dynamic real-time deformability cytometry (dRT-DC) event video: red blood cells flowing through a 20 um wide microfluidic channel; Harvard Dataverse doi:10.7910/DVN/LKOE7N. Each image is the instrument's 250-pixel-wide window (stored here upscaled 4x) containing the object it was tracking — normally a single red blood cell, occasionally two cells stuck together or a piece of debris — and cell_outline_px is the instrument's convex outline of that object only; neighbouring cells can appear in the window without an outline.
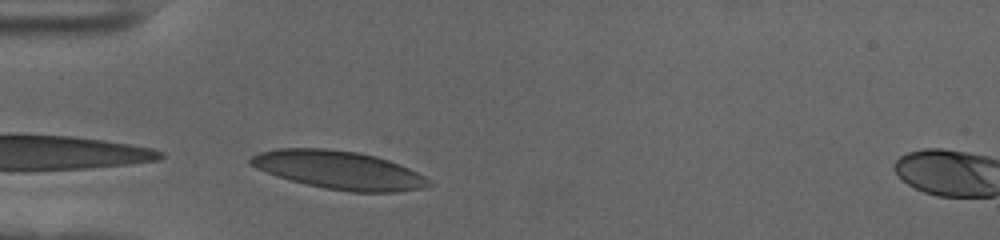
{"species": "human", "species_latin": "Homo sapiens", "temperature_condition": "cold", "stored_images_in_passage": 26, "camera_frame_rate_fps": 3000, "um_per_image_px": 0.085, "donor": {"sex": "female"}, "frame": {"image": 1, "passage_image": 1, "time_ms": 0.0, "image_size_px": [1000, 240], "cell_outline_px": [[436, 184], [424, 188], [396, 192], [352, 192], [304, 184], [288, 180], [276, 176], [256, 168], [248, 160], [252, 156], [260, 152], [276, 148], [324, 148], [356, 152], [376, 156], [388, 160], [408, 168], [432, 180]], "centroid_in_image_um": [28.83, 14.46], "position_along_channel_um": 56.2, "area_um2": 39.71}}
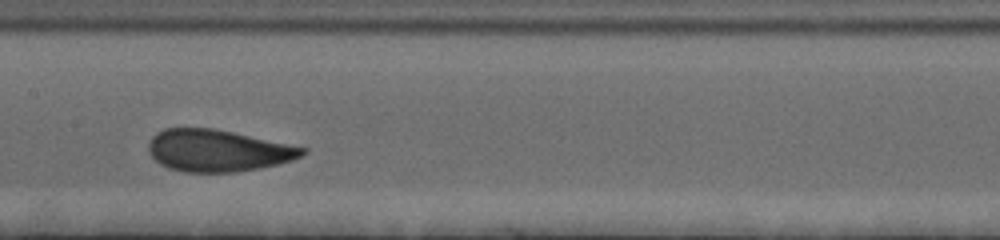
{"frame": {"image": 2, "passage_image": 13, "time_ms": 4.0, "image_size_px": [1000, 240], "cell_outline_px": [[308, 152], [292, 160], [260, 168], [236, 172], [184, 172], [168, 168], [160, 164], [148, 152], [148, 144], [152, 136], [156, 132], [164, 128], [216, 128], [308, 148]], "centroid_in_image_um": [18.5, 12.79], "position_along_channel_um": 188.9, "area_um2": 37.74}}
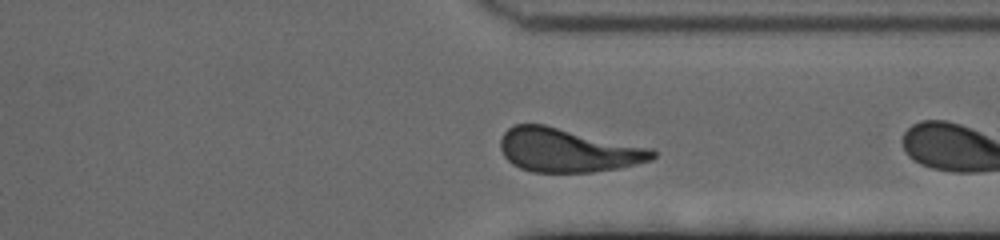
{"frame": {"image": 3, "passage_image": 25, "time_ms": 8.0, "image_size_px": [1000, 240], "cell_outline_px": [[656, 156], [652, 160], [620, 168], [592, 172], [532, 172], [520, 168], [512, 164], [504, 156], [500, 148], [500, 140], [504, 132], [508, 128], [516, 124], [544, 124], [652, 148], [656, 152]], "centroid_in_image_um": [48.26, 12.77], "position_along_channel_um": 363.1, "area_um2": 38.9}}